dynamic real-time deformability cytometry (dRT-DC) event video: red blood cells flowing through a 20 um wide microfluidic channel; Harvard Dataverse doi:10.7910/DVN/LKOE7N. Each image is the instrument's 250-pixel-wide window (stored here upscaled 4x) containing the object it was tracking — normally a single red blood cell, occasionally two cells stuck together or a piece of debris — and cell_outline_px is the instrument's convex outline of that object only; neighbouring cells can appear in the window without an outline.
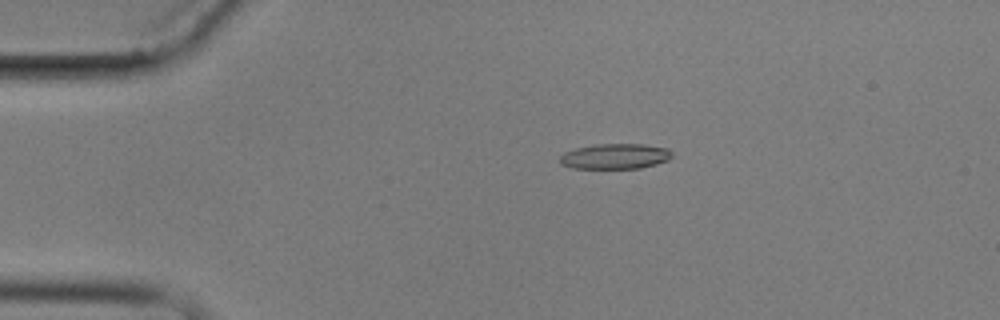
{"species": "common noctule bat (a hibernating species)", "species_latin": "Nyctalus noctula", "temperature_condition": "cold", "stored_images_in_passage": 4, "camera_frame_rate_fps": 3000, "um_per_image_px": 0.085, "animal": {"sex": "male", "body_mass_g": 17.9}, "frame": {"image": 1, "passage_image": 3, "time_ms": 2.333, "image_size_px": [1000, 320], "cell_outline_px": [[672, 156], [668, 160], [656, 164], [640, 168], [572, 168], [560, 164], [560, 156], [564, 152], [576, 148], [596, 144], [644, 144], [668, 148], [672, 152]], "centroid_in_image_um": [52.29, 13.28], "position_along_channel_um": 32.7, "area_um2": 16.59}}